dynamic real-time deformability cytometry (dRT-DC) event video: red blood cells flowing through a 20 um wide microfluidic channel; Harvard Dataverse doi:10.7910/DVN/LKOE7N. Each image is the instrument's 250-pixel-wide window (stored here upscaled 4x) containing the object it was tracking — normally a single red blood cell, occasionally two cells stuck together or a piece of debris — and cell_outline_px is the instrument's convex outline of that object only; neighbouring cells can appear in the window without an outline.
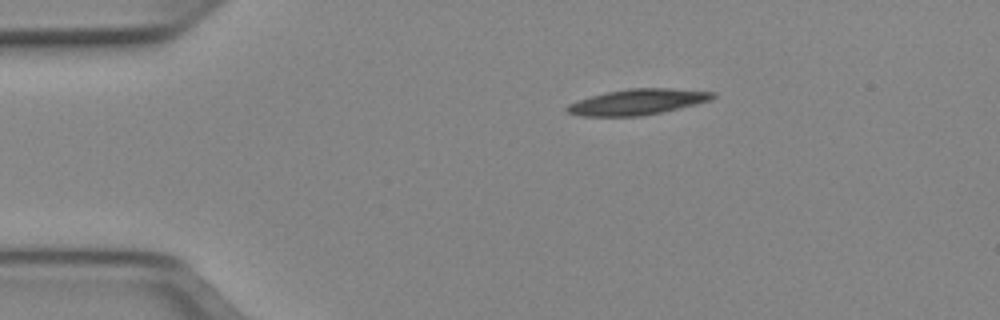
{"species": "Egyptian fruit bat (a non-hibernating species)", "species_latin": "Rousettus aegyptiacus", "temperature_condition": "cold", "stored_images_in_passage": 3, "camera_frame_rate_fps": 3000, "um_per_image_px": 0.085, "animal": {"sex": "female"}, "frame": {"image": 1, "passage_image": 1, "time_ms": 0.0, "image_size_px": [1000, 320], "cell_outline_px": [[716, 96], [712, 100], [660, 112], [640, 116], [580, 116], [568, 112], [564, 108], [568, 104], [592, 96], [608, 92], [628, 88], [668, 88], [716, 92]], "centroid_in_image_um": [54.2, 8.66], "position_along_channel_um": 30.8, "area_um2": 21.56}}
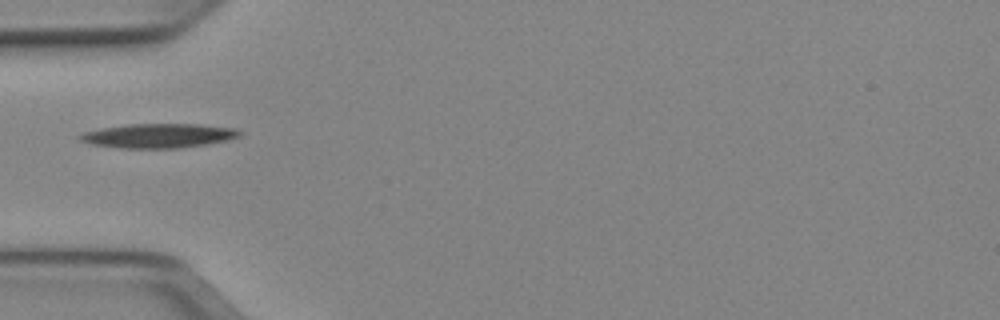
{"frame": {"image": 2, "passage_image": 3, "time_ms": 0.667, "image_size_px": [1000, 320], "cell_outline_px": [[244, 132], [240, 136], [228, 140], [204, 144], [176, 148], [120, 148], [92, 144], [80, 140], [76, 136], [84, 132], [100, 128], [128, 124], [196, 124], [236, 128]], "centroid_in_image_um": [13.47, 11.53], "position_along_channel_um": 71.5, "area_um2": 22.6}}